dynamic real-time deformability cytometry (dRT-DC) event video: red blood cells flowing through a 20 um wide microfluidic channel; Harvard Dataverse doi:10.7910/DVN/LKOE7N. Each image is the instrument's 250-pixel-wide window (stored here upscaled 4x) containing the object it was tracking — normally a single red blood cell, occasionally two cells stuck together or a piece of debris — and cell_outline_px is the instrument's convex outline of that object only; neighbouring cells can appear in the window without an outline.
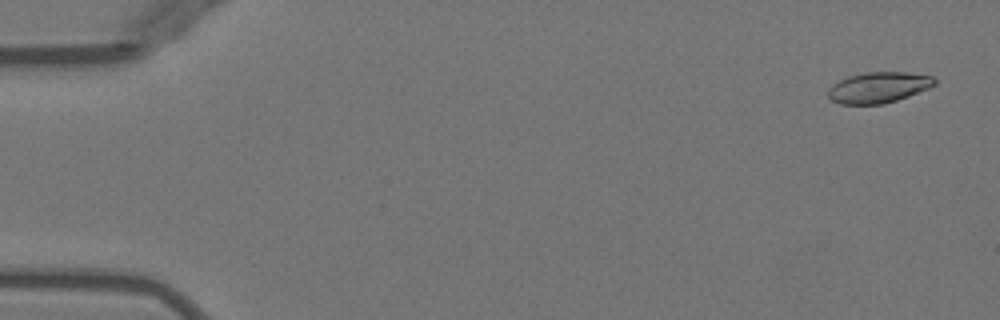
{"species": "Egyptian fruit bat (a non-hibernating species)", "species_latin": "Rousettus aegyptiacus", "temperature_condition": "warm", "stored_images_in_passage": 51, "camera_frame_rate_fps": 3000, "um_per_image_px": 0.085, "animal": {"sex": "female"}, "frame": {"image": 1, "passage_image": 2, "time_ms": 0.333, "image_size_px": [1000, 320], "cell_outline_px": [[936, 84], [928, 88], [908, 96], [884, 104], [840, 104], [832, 100], [828, 96], [828, 88], [832, 84], [848, 76], [864, 72], [904, 72], [932, 76], [936, 80]], "centroid_in_image_um": [74.65, 7.43], "position_along_channel_um": 10.4, "area_um2": 19.07}}
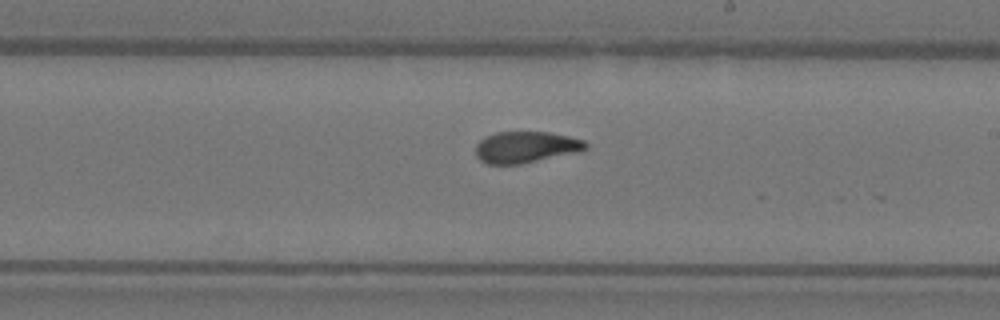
{"frame": {"image": 2, "passage_image": 30, "time_ms": 9.667, "image_size_px": [1000, 320], "cell_outline_px": [[588, 148], [580, 152], [520, 164], [488, 164], [480, 160], [476, 156], [476, 144], [484, 136], [496, 132], [548, 132], [568, 136], [584, 140], [588, 144]], "centroid_in_image_um": [44.7, 12.5], "position_along_channel_um": 244.3, "area_um2": 20.29}}
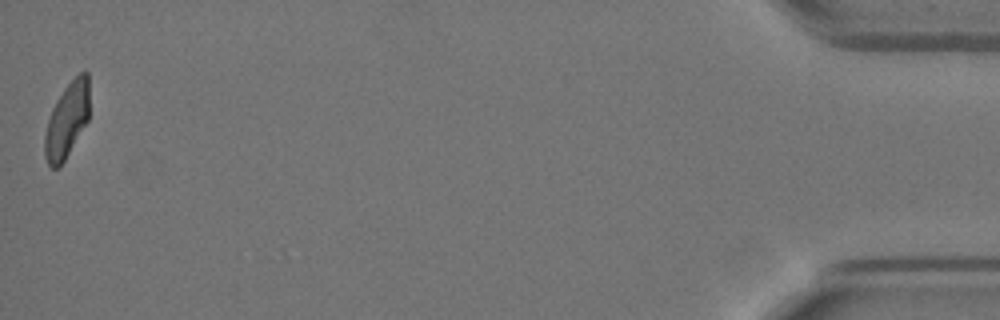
{"frame": {"image": 3, "passage_image": 51, "time_ms": 16.667, "image_size_px": [1000, 320], "cell_outline_px": [[88, 120], [64, 160], [56, 168], [52, 168], [48, 164], [44, 156], [44, 136], [48, 120], [52, 108], [56, 100], [64, 88], [84, 68], [88, 72]], "centroid_in_image_um": [5.67, 10.19], "position_along_channel_um": 429.5, "area_um2": 19.31}, "authors_computed_cell_mechanics": {"area_um2": 20.1722, "velocity_mm_per_s": 3.9857, "shape_relaxation_time_tau1_ms": 9.9758, "shape_relaxation_time_tau2_ms": 1.6415, "deformation_change_tau1": 0.2762, "deformation_change_tau2": 0.0738}}